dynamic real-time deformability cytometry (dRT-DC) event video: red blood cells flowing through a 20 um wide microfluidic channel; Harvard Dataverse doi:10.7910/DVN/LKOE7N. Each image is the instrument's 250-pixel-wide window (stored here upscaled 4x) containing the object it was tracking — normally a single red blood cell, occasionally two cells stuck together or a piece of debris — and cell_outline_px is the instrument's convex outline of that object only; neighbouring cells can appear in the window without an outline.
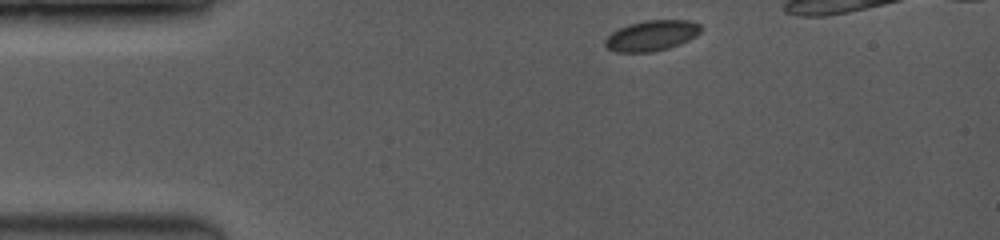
{"species": "common noctule bat (a hibernating species)", "species_latin": "Nyctalus noctula", "temperature_condition": "room temperature", "stored_images_in_passage": 16, "camera_frame_rate_fps": 3500, "um_per_image_px": 0.085, "animal": {"sex": "female", "body_mass_g": 19.0, "forearm_length_mm": 53.3}, "frame": {"image": 1, "passage_image": 1, "time_ms": 0.0, "image_size_px": [1000, 240], "cell_outline_px": [[700, 32], [696, 36], [680, 44], [668, 48], [652, 52], [616, 52], [608, 48], [604, 44], [604, 40], [612, 32], [620, 28], [632, 24], [648, 20], [688, 20], [700, 24]], "centroid_in_image_um": [55.39, 3.03], "position_along_channel_um": 29.6, "area_um2": 16.82}}
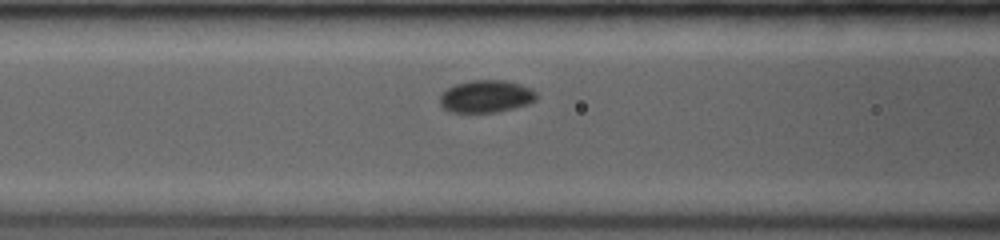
{"frame": {"image": 2, "passage_image": 14, "time_ms": 3.714, "image_size_px": [1000, 240], "cell_outline_px": [[536, 100], [528, 104], [496, 112], [448, 112], [440, 104], [440, 96], [448, 88], [456, 84], [472, 80], [504, 80], [520, 84], [536, 92]], "centroid_in_image_um": [41.31, 8.19], "position_along_channel_um": 125.3, "area_um2": 18.03}}
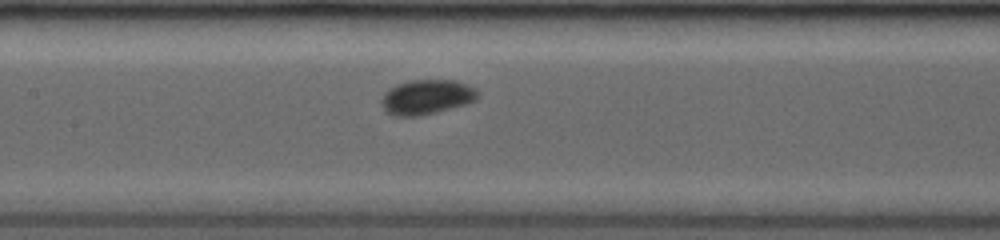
{"frame": {"image": 3, "passage_image": 16, "time_ms": 4.857, "image_size_px": [1000, 240], "cell_outline_px": [[476, 100], [468, 104], [436, 112], [416, 116], [392, 116], [380, 104], [380, 100], [384, 92], [388, 88], [396, 84], [412, 80], [456, 80], [468, 84], [476, 92]], "centroid_in_image_um": [36.22, 8.24], "position_along_channel_um": 171.2, "area_um2": 19.54}}